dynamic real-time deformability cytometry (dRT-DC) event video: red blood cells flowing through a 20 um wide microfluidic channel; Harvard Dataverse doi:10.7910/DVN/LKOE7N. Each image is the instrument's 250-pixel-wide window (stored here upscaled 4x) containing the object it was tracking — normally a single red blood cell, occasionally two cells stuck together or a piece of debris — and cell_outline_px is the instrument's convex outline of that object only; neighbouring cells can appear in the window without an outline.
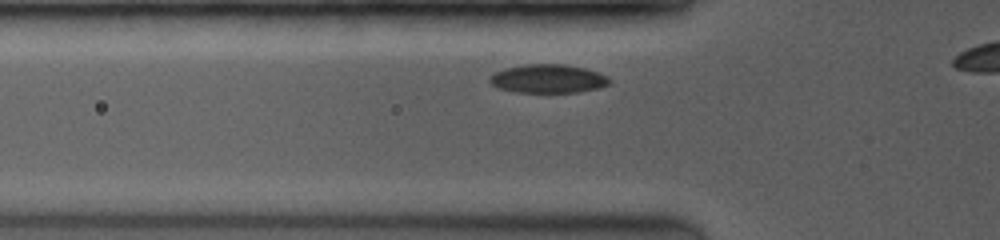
{"species": "common noctule bat (a hibernating species)", "species_latin": "Nyctalus noctula", "temperature_condition": "room temperature", "stored_images_in_passage": 15, "camera_frame_rate_fps": 3500, "um_per_image_px": 0.085, "animal": {"sex": "female", "body_mass_g": 19.0, "forearm_length_mm": 53.3}, "frame": {"image": 1, "passage_image": 5, "time_ms": 1.143, "image_size_px": [1000, 240], "cell_outline_px": [[612, 80], [608, 84], [600, 88], [576, 92], [516, 92], [500, 88], [492, 84], [488, 80], [488, 76], [504, 68], [524, 64], [564, 64], [584, 68], [608, 76]], "centroid_in_image_um": [46.58, 6.68], "position_along_channel_um": 79.2, "area_um2": 19.94}}
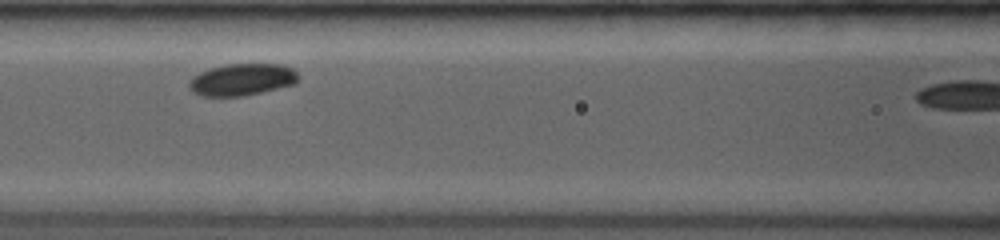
{"frame": {"image": 2, "passage_image": 11, "time_ms": 2.857, "image_size_px": [1000, 240], "cell_outline_px": [[300, 76], [296, 84], [244, 96], [204, 96], [192, 92], [188, 88], [188, 80], [192, 76], [208, 68], [224, 64], [284, 64], [292, 68]], "centroid_in_image_um": [20.56, 6.76], "position_along_channel_um": 146.0, "area_um2": 20.69}}